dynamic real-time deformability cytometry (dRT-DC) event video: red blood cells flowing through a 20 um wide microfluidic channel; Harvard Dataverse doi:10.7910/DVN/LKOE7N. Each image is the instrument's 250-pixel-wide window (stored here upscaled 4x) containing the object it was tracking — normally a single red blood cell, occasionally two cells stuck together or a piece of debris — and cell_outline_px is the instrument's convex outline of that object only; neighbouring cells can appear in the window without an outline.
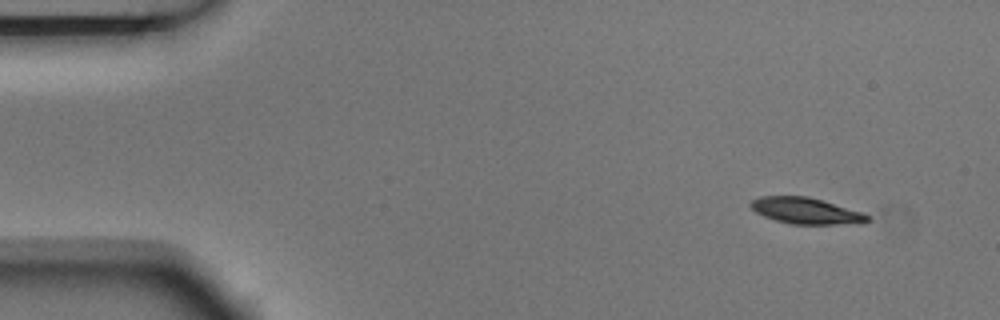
{"species": "Egyptian fruit bat (a non-hibernating species)", "species_latin": "Rousettus aegyptiacus", "temperature_condition": "room temperature", "stored_images_in_passage": 4, "camera_frame_rate_fps": 3000, "um_per_image_px": 0.085, "animal": {"sex": "male"}, "frame": {"image": 1, "passage_image": 1, "time_ms": 0.0, "image_size_px": [1000, 320], "cell_outline_px": [[872, 220], [864, 224], [792, 224], [776, 220], [764, 216], [756, 212], [748, 204], [752, 200], [760, 196], [808, 196], [864, 212]], "centroid_in_image_um": [68.56, 17.92], "position_along_channel_um": 16.4, "area_um2": 18.03}}
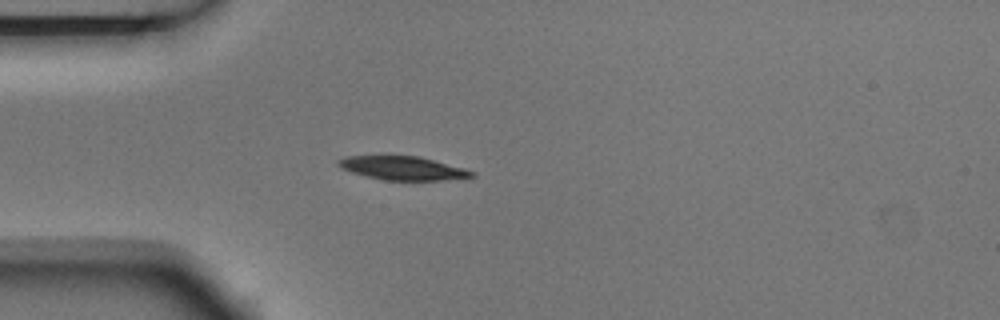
{"frame": {"image": 2, "passage_image": 4, "time_ms": 1.0, "image_size_px": [1000, 320], "cell_outline_px": [[476, 176], [440, 180], [384, 180], [352, 172], [340, 168], [336, 164], [336, 160], [344, 156], [420, 156], [464, 168], [476, 172]], "centroid_in_image_um": [34.22, 14.28], "position_along_channel_um": 50.8, "area_um2": 18.32}}